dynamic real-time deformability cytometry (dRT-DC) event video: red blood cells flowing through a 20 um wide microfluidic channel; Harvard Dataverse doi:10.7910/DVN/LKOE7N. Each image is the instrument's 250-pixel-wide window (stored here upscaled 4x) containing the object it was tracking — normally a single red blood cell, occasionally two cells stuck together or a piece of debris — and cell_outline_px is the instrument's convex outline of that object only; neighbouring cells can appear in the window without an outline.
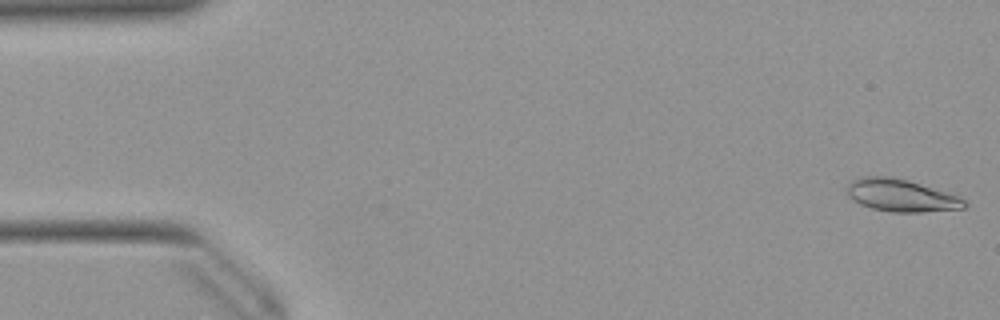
{"species": "Egyptian fruit bat (a non-hibernating species)", "species_latin": "Rousettus aegyptiacus", "temperature_condition": "warm", "stored_images_in_passage": 51, "camera_frame_rate_fps": 3000, "um_per_image_px": 0.085, "animal": {"sex": "female"}, "frame": {"image": 1, "passage_image": 1, "time_ms": 0.0, "image_size_px": [1000, 320], "cell_outline_px": [[968, 204], [964, 208], [924, 212], [892, 212], [872, 208], [860, 204], [852, 200], [848, 196], [848, 184], [852, 180], [864, 176], [892, 176], [908, 180], [956, 196], [964, 200]], "centroid_in_image_um": [76.55, 16.61], "position_along_channel_um": 8.4, "area_um2": 21.91}}
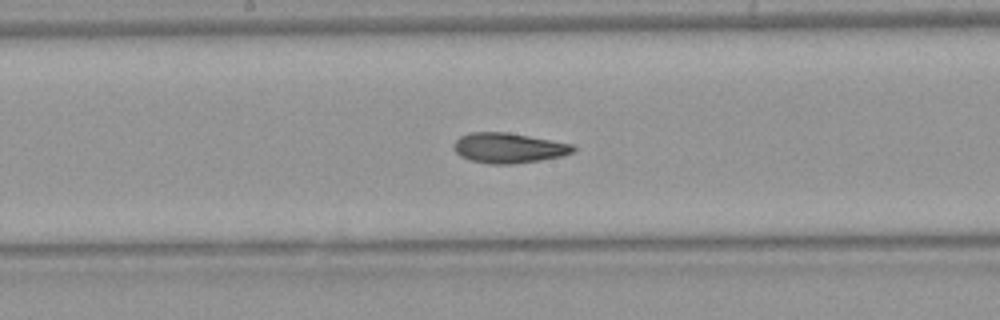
{"frame": {"image": 2, "passage_image": 26, "time_ms": 8.333, "image_size_px": [1000, 320], "cell_outline_px": [[576, 152], [564, 156], [540, 160], [512, 164], [488, 164], [468, 160], [460, 156], [452, 148], [452, 144], [460, 136], [468, 132], [508, 132], [572, 144], [576, 148]], "centroid_in_image_um": [43.21, 12.58], "position_along_channel_um": 205.0, "area_um2": 21.27}}
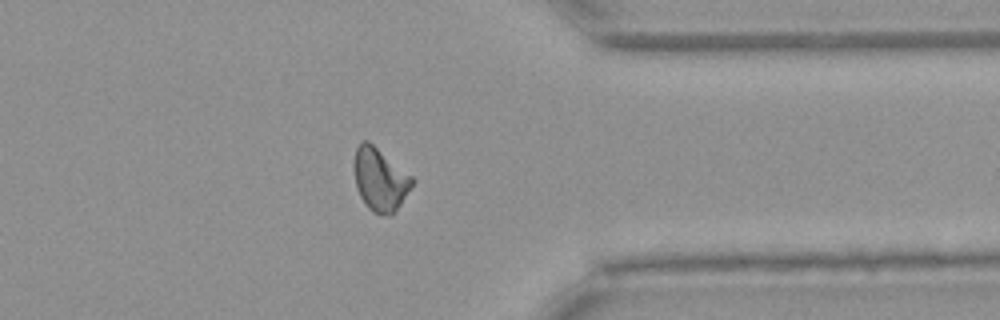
{"frame": {"image": 3, "passage_image": 40, "time_ms": 13.0, "image_size_px": [1000, 320], "cell_outline_px": [[416, 180], [392, 216], [388, 216], [372, 212], [364, 204], [356, 188], [352, 168], [352, 164], [356, 148], [364, 140], [368, 140], [412, 176]], "centroid_in_image_um": [32.27, 15.26], "position_along_channel_um": 379.1, "area_um2": 21.56}, "authors_computed_cell_mechanics": {"area_um2": 21.097, "velocity_mm_per_s": 3.9564, "shape_relaxation_time_tau1_ms": 11.0002, "shape_relaxation_time_tau2_ms": 2.8452, "deformation_change_tau1": 0.2748, "deformation_change_tau2": 0.0939}}